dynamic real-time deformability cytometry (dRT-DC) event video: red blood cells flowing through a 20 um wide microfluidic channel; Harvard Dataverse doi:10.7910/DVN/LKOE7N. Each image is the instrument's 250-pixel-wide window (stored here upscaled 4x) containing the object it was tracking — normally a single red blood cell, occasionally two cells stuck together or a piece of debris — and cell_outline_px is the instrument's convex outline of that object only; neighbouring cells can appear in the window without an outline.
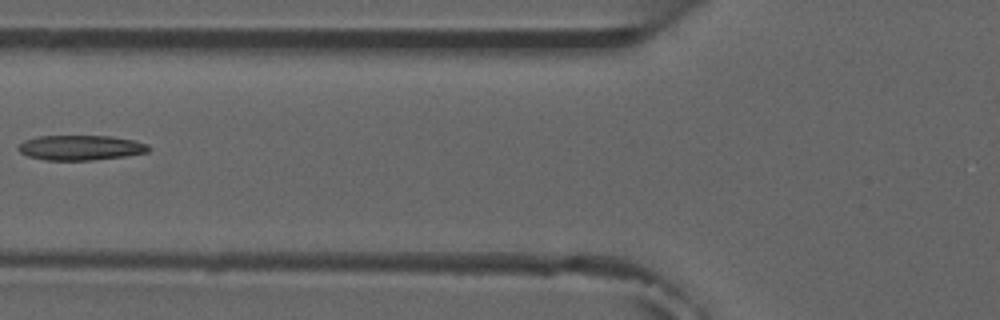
{"species": "common noctule bat (a hibernating species)", "species_latin": "Nyctalus noctula", "temperature_condition": "room temperature", "stored_images_in_passage": 4, "camera_frame_rate_fps": 3000, "um_per_image_px": 0.085, "animal": {"sex": "male", "forearm_length_mm": 52.5}, "frame": {"image": 1, "passage_image": 3, "time_ms": 2.333, "image_size_px": [1000, 320], "cell_outline_px": [[148, 152], [124, 156], [92, 160], [44, 160], [28, 156], [20, 152], [16, 148], [24, 140], [40, 136], [112, 136], [132, 140], [148, 144]], "centroid_in_image_um": [6.82, 12.55], "position_along_channel_um": 119.0, "area_um2": 18.84}}
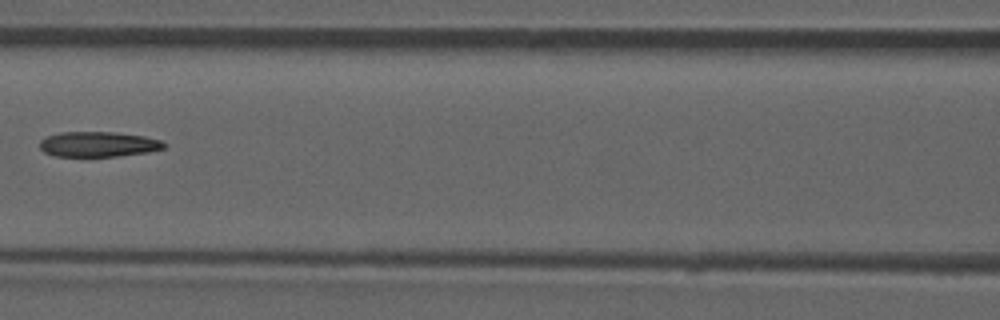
{"frame": {"image": 2, "passage_image": 4, "time_ms": 3.333, "image_size_px": [1000, 320], "cell_outline_px": [[168, 144], [164, 148], [148, 152], [120, 156], [56, 156], [44, 152], [40, 148], [40, 140], [48, 136], [60, 132], [116, 132], [144, 136], [160, 140]], "centroid_in_image_um": [8.38, 12.26], "position_along_channel_um": 158.2, "area_um2": 18.26}}